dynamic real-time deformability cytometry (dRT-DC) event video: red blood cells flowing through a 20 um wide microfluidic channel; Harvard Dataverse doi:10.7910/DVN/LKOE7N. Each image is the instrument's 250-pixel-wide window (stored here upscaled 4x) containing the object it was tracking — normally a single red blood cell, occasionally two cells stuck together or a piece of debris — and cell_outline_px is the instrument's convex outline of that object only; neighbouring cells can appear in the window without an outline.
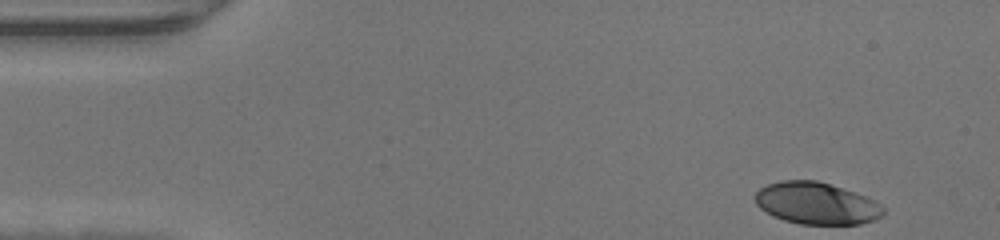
{"species": "human", "species_latin": "Homo sapiens", "temperature_condition": "warm", "stored_images_in_passage": 37, "camera_frame_rate_fps": 3000, "um_per_image_px": 0.085, "donor": {"sex": "male"}, "frame": {"image": 1, "passage_image": 1, "time_ms": 0.0, "image_size_px": [1000, 240], "cell_outline_px": [[884, 212], [876, 220], [860, 224], [800, 224], [784, 220], [772, 216], [760, 208], [756, 204], [752, 196], [760, 188], [768, 184], [780, 180], [816, 180], [864, 196], [880, 204], [884, 208]], "centroid_in_image_um": [69.34, 17.29], "position_along_channel_um": 15.7, "area_um2": 31.21}}
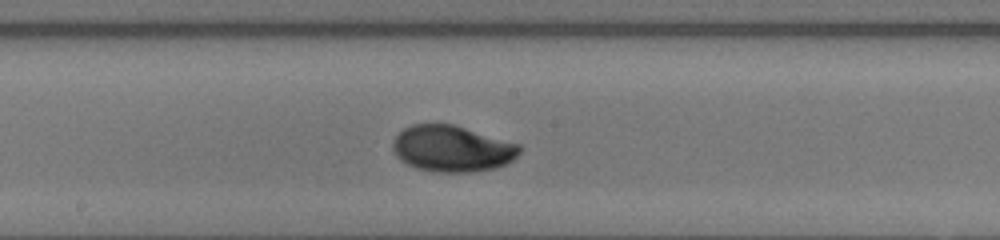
{"frame": {"image": 2, "passage_image": 22, "time_ms": 7.0, "image_size_px": [1000, 240], "cell_outline_px": [[520, 152], [512, 160], [504, 164], [492, 168], [472, 172], [432, 172], [416, 168], [400, 160], [396, 156], [392, 148], [392, 144], [396, 136], [404, 128], [412, 124], [452, 124], [520, 144]], "centroid_in_image_um": [38.39, 12.64], "position_along_channel_um": 209.8, "area_um2": 33.99}}
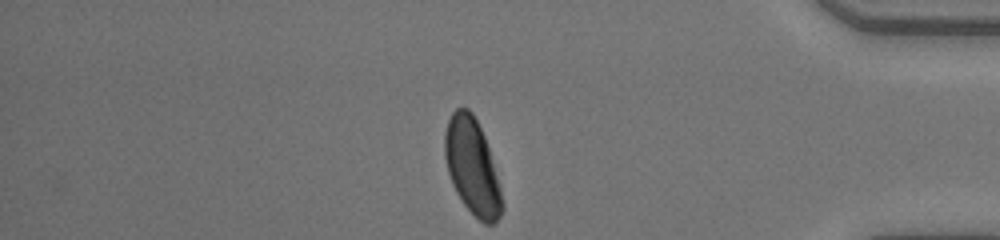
{"frame": {"image": 3, "passage_image": 37, "time_ms": 12.0, "image_size_px": [1000, 240], "cell_outline_px": [[504, 208], [500, 216], [492, 224], [484, 224], [464, 204], [456, 192], [452, 184], [448, 172], [444, 156], [444, 132], [448, 120], [452, 112], [456, 108], [468, 108], [472, 112], [484, 136], [488, 148], [500, 188], [504, 204]], "centroid_in_image_um": [40.12, 14.16], "position_along_channel_um": 395.1, "area_um2": 31.67}}